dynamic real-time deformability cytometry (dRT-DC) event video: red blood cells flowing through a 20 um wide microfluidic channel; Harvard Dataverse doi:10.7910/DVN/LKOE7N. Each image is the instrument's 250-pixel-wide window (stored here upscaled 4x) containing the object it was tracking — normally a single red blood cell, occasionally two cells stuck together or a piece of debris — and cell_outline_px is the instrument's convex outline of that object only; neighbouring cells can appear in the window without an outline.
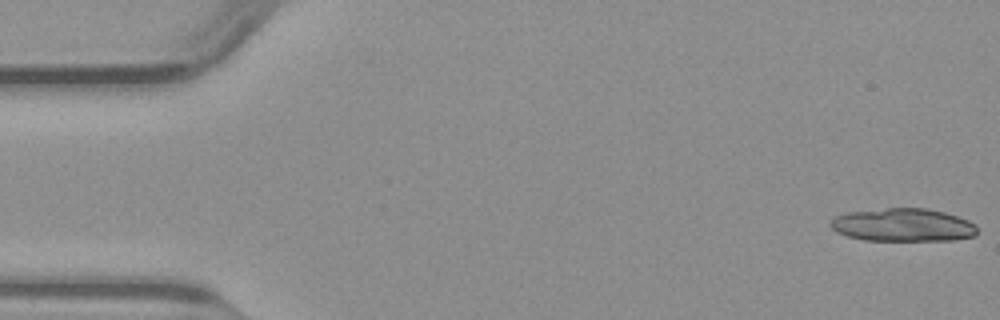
{"species": "common noctule bat (a hibernating species)", "species_latin": "Nyctalus noctula", "temperature_condition": "warm", "stored_images_in_passage": 37, "camera_frame_rate_fps": 3000, "um_per_image_px": 0.085, "animal": {"sex": "male", "body_mass_g": 23.1, "forearm_length_mm": 52.7}, "frame": {"image": 1, "passage_image": 1, "time_ms": 0.0, "image_size_px": [1000, 320], "cell_outline_px": [[976, 236], [956, 240], [864, 240], [848, 236], [836, 232], [828, 224], [836, 216], [848, 212], [884, 208], [928, 208], [944, 212], [968, 220], [976, 224]], "centroid_in_image_um": [76.76, 19.12], "position_along_channel_um": 8.2, "area_um2": 28.32}}